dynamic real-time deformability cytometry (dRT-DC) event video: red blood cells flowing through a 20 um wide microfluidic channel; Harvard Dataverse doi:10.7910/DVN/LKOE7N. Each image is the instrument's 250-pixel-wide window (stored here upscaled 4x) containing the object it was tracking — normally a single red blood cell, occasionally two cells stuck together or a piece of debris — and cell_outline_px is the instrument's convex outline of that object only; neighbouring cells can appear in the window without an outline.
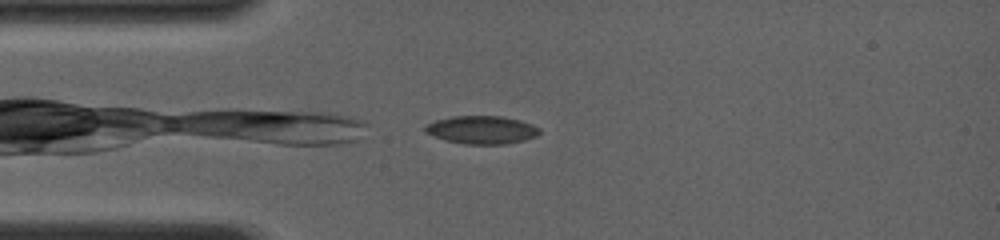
{"species": "common noctule bat (a hibernating species)", "species_latin": "Nyctalus noctula", "temperature_condition": "room temperature", "stored_images_in_passage": 2, "camera_frame_rate_fps": 4000, "um_per_image_px": 0.085, "animal": {"sex": "female", "body_mass_g": 19.0, "forearm_length_mm": 56.7}, "frame": {"image": 1, "passage_image": 1, "time_ms": 0.0, "image_size_px": [1000, 240], "cell_outline_px": [[540, 132], [536, 136], [524, 140], [504, 144], [464, 144], [444, 140], [424, 132], [424, 124], [436, 120], [452, 116], [500, 116], [520, 120], [532, 124], [540, 128]], "centroid_in_image_um": [40.92, 11.03], "position_along_channel_um": 44.1, "area_um2": 18.79}}